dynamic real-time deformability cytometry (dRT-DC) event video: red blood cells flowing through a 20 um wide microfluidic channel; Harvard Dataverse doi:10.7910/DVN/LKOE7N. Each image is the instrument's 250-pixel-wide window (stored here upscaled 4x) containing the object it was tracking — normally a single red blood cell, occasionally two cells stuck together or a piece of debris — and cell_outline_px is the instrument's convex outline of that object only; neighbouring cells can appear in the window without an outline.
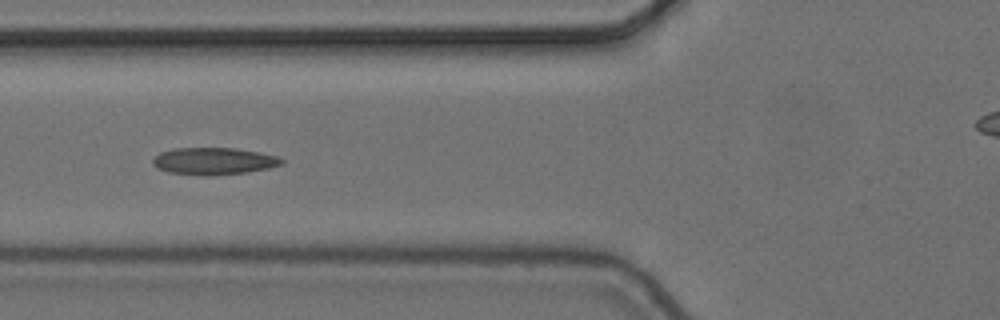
{"species": "common noctule bat (a hibernating species)", "species_latin": "Nyctalus noctula", "temperature_condition": "cold", "stored_images_in_passage": 7, "camera_frame_rate_fps": 3000, "um_per_image_px": 0.085, "animal": {"sex": "female", "body_mass_g": 24.6, "forearm_length_mm": 56.2}, "frame": {"image": 1, "passage_image": 6, "time_ms": 1.667, "image_size_px": [1000, 320], "cell_outline_px": [[284, 164], [268, 168], [244, 172], [208, 176], [200, 176], [168, 172], [156, 168], [152, 164], [152, 160], [160, 152], [176, 148], [236, 148], [260, 152], [276, 156], [284, 160]], "centroid_in_image_um": [18.15, 13.7], "position_along_channel_um": 107.7, "area_um2": 20.4}}
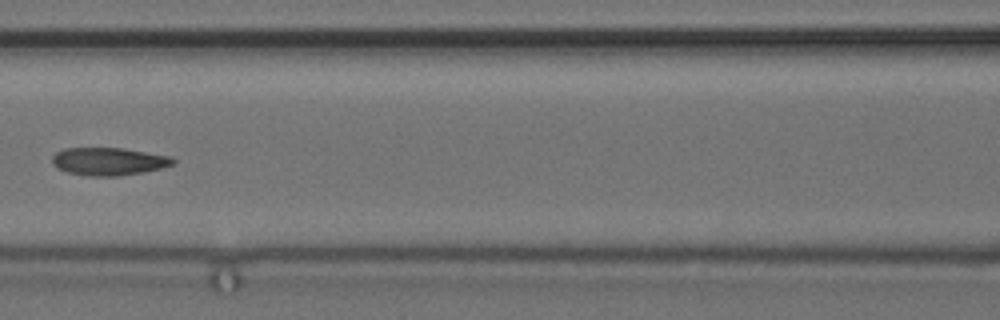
{"frame": {"image": 2, "passage_image": 7, "time_ms": 2.0, "image_size_px": [1000, 320], "cell_outline_px": [[176, 164], [144, 172], [116, 176], [88, 176], [68, 172], [56, 168], [52, 164], [52, 156], [56, 152], [64, 148], [124, 148], [172, 156], [176, 160]], "centroid_in_image_um": [9.26, 13.71], "position_along_channel_um": 157.3, "area_um2": 19.77}}